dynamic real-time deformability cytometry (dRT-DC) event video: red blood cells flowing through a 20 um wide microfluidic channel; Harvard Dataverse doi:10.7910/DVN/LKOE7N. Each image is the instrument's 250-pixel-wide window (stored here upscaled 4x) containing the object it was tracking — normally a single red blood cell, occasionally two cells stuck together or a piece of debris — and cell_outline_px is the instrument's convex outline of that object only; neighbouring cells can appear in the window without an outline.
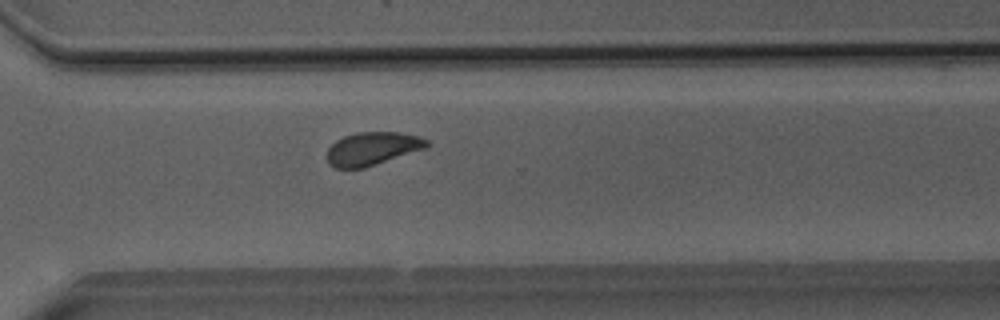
{"species": "Egyptian fruit bat (a non-hibernating species)", "species_latin": "Rousettus aegyptiacus", "temperature_condition": "room temperature", "stored_images_in_passage": 32, "camera_frame_rate_fps": 3000, "um_per_image_px": 0.085, "animal": {"sex": "male"}, "frame": {"image": 1, "passage_image": 23, "time_ms": 7.333, "image_size_px": [1000, 320], "cell_outline_px": [[432, 144], [428, 148], [364, 168], [336, 168], [328, 164], [328, 148], [336, 140], [344, 136], [360, 132], [396, 132], [420, 136], [428, 140]], "centroid_in_image_um": [31.71, 12.63], "position_along_channel_um": 338.9, "area_um2": 19.42}, "authors_computed_cell_mechanics": {"area_um2": 19.6231, "velocity_mm_per_s": 4.0461, "shape_relaxation_time_tau1_ms": 5.0323, "shape_relaxation_time_tau2_ms": 0.8063, "deformation_change_tau1": 0.1052, "deformation_change_tau2": 0.0393}}